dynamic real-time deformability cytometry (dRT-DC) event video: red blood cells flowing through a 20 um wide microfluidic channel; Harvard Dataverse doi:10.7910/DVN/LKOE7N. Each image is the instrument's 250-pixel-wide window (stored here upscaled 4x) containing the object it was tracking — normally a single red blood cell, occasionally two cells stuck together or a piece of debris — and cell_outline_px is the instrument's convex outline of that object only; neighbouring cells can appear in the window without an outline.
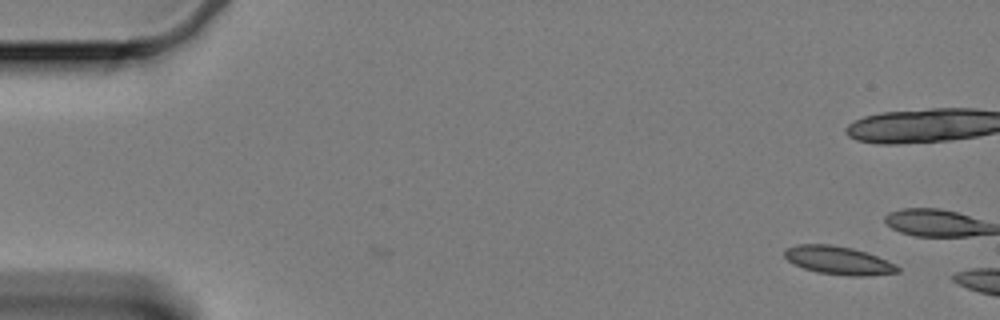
{"species": "Egyptian fruit bat (a non-hibernating species)", "species_latin": "Rousettus aegyptiacus", "temperature_condition": "cold", "stored_images_in_passage": 2, "camera_frame_rate_fps": 3000, "um_per_image_px": 0.085, "animal": {"sex": "female"}, "frame": {"image": 1, "passage_image": 2, "time_ms": 0.333, "image_size_px": [1000, 320], "cell_outline_px": [[900, 272], [864, 276], [848, 276], [816, 272], [804, 268], [788, 260], [784, 256], [784, 252], [788, 248], [796, 244], [832, 244], [852, 248], [876, 256], [896, 264], [900, 268]], "centroid_in_image_um": [71.28, 22.13], "position_along_channel_um": 13.7, "area_um2": 18.5}}